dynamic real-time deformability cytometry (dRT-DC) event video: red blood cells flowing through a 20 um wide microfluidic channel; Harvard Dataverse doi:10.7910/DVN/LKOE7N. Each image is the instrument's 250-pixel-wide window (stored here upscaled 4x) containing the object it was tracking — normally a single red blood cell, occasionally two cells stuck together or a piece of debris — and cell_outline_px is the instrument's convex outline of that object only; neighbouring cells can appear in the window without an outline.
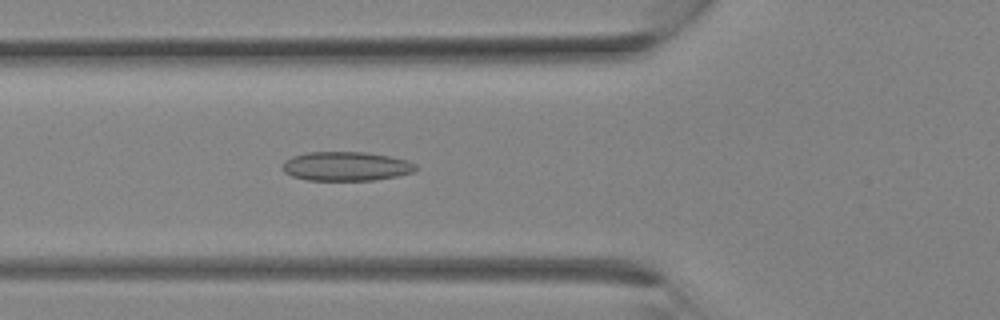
{"species": "Egyptian fruit bat (a non-hibernating species)", "species_latin": "Rousettus aegyptiacus", "temperature_condition": "room temperature", "stored_images_in_passage": 9, "camera_frame_rate_fps": 3000, "um_per_image_px": 0.085, "animal": {"sex": "female"}, "frame": {"image": 1, "passage_image": 9, "time_ms": 2.667, "image_size_px": [1000, 320], "cell_outline_px": [[416, 168], [412, 172], [396, 176], [376, 180], [308, 180], [292, 176], [284, 172], [280, 168], [284, 160], [292, 156], [308, 152], [368, 152], [408, 160], [416, 164]], "centroid_in_image_um": [29.38, 14.13], "position_along_channel_um": 96.4, "area_um2": 22.72}}